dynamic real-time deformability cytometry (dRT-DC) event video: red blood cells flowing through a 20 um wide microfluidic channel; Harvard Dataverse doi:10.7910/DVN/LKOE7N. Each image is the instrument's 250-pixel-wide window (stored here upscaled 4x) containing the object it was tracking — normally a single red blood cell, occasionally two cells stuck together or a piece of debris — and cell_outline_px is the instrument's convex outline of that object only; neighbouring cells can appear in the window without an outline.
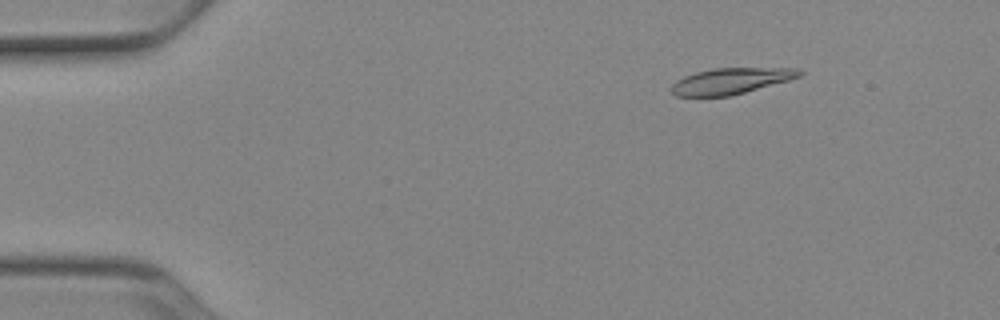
{"species": "Egyptian fruit bat (a non-hibernating species)", "species_latin": "Rousettus aegyptiacus", "temperature_condition": "cold", "stored_images_in_passage": 52, "camera_frame_rate_fps": 3000, "um_per_image_px": 0.085, "animal": {"sex": "female"}, "frame": {"image": 1, "passage_image": 7, "time_ms": 2.0, "image_size_px": [1000, 320], "cell_outline_px": [[804, 72], [800, 76], [788, 80], [744, 92], [728, 96], [676, 96], [668, 88], [676, 80], [684, 76], [696, 72], [712, 68], [796, 68]], "centroid_in_image_um": [62.07, 6.88], "position_along_channel_um": 22.9, "area_um2": 19.31}}
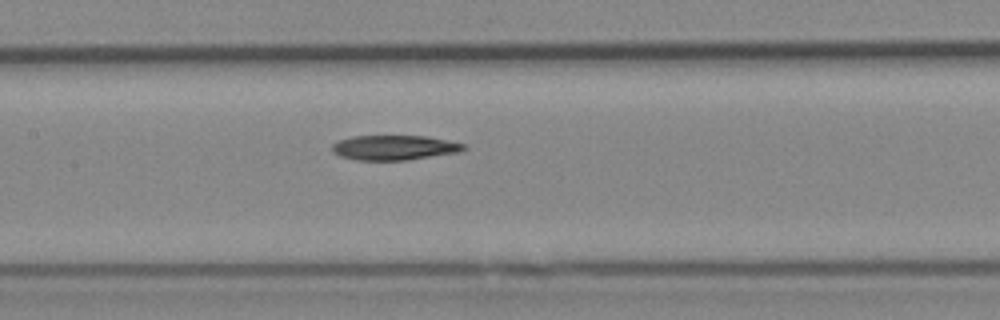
{"frame": {"image": 2, "passage_image": 25, "time_ms": 8.0, "image_size_px": [1000, 320], "cell_outline_px": [[468, 148], [460, 152], [408, 160], [356, 160], [340, 156], [332, 152], [332, 144], [340, 140], [352, 136], [424, 136], [468, 144]], "centroid_in_image_um": [33.55, 12.55], "position_along_channel_um": 173.9, "area_um2": 19.13}}
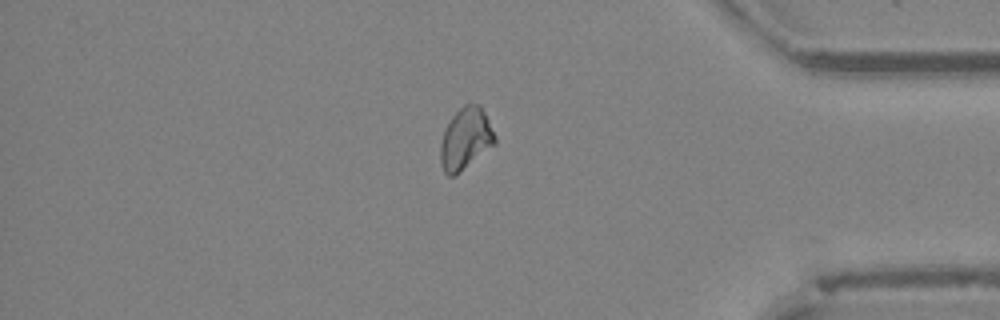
{"frame": {"image": 3, "passage_image": 44, "time_ms": 14.333, "image_size_px": [1000, 320], "cell_outline_px": [[496, 144], [456, 176], [448, 176], [444, 172], [440, 164], [440, 144], [444, 128], [452, 116], [464, 104], [480, 104], [496, 136]], "centroid_in_image_um": [39.56, 11.83], "position_along_channel_um": 395.6, "area_um2": 19.88}}